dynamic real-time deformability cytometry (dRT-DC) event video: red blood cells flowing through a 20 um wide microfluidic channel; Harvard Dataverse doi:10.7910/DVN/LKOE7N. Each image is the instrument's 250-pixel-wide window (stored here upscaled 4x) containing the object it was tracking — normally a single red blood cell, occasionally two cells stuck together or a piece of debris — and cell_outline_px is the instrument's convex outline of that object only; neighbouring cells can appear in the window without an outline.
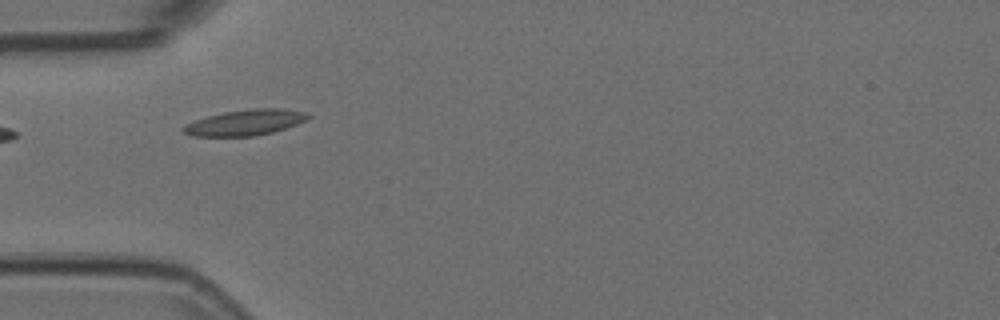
{"species": "Egyptian fruit bat (a non-hibernating species)", "species_latin": "Rousettus aegyptiacus", "temperature_condition": "room temperature", "stored_images_in_passage": 6, "segment_of_instrument_passage": [2, 2], "camera_frame_rate_fps": 3000, "um_per_image_px": 0.085, "animal": {"sex": "female"}, "frame": {"image": 1, "passage_image": 4, "time_ms": 1.0, "image_size_px": [1000, 320], "cell_outline_px": [[312, 116], [308, 120], [272, 132], [252, 136], [192, 136], [184, 132], [180, 128], [184, 124], [208, 116], [224, 112], [252, 108], [284, 108], [308, 112]], "centroid_in_image_um": [20.87, 10.4], "position_along_channel_um": 64.1, "area_um2": 18.79}}
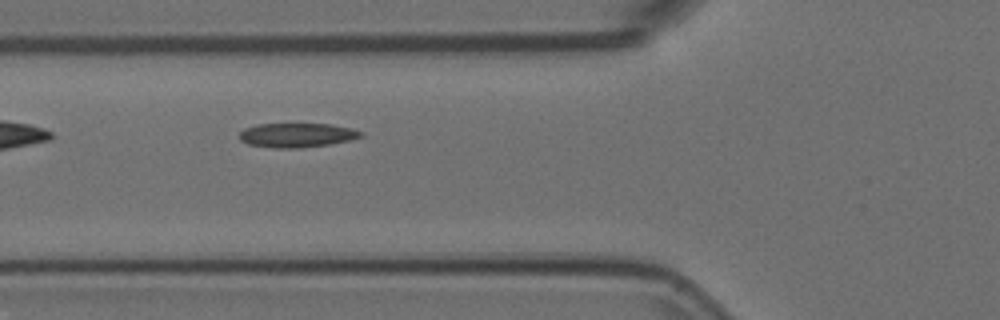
{"frame": {"image": 2, "passage_image": 5, "time_ms": 1.333, "image_size_px": [1000, 320], "cell_outline_px": [[364, 136], [348, 140], [328, 144], [300, 148], [276, 148], [248, 144], [240, 140], [240, 132], [244, 128], [256, 124], [328, 124], [352, 128], [364, 132]], "centroid_in_image_um": [25.23, 11.48], "position_along_channel_um": 100.6, "area_um2": 17.11}}
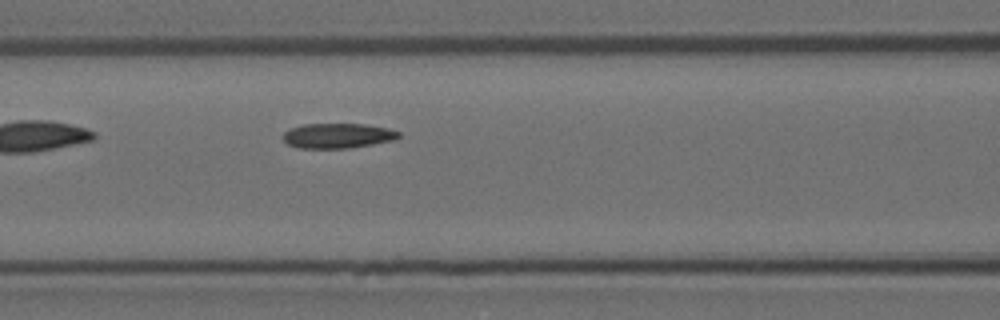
{"frame": {"image": 3, "passage_image": 6, "time_ms": 1.667, "image_size_px": [1000, 320], "cell_outline_px": [[400, 136], [396, 140], [352, 148], [300, 148], [288, 144], [284, 140], [284, 132], [292, 128], [304, 124], [364, 124], [388, 128], [400, 132]], "centroid_in_image_um": [28.76, 11.54], "position_along_channel_um": 137.8, "area_um2": 16.82}}